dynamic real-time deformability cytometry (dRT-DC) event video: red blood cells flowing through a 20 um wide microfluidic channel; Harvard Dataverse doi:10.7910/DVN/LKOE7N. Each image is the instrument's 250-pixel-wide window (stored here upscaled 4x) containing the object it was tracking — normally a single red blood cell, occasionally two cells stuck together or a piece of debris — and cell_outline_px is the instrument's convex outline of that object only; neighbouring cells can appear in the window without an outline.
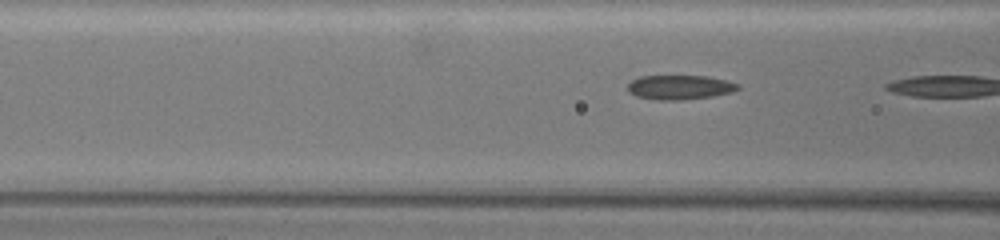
{"species": "common noctule bat (a hibernating species)", "species_latin": "Nyctalus noctula", "temperature_condition": "warm", "stored_images_in_passage": 30, "camera_frame_rate_fps": 3000, "um_per_image_px": 0.085, "animal": {"sex": "female", "body_mass_g": 19.5, "forearm_length_mm": 54.1}, "frame": {"image": 1, "passage_image": 29, "time_ms": 9.333, "image_size_px": [1000, 240], "cell_outline_px": [[740, 88], [732, 92], [712, 96], [680, 100], [656, 100], [636, 96], [628, 92], [628, 84], [632, 80], [640, 76], [708, 76], [740, 84]], "centroid_in_image_um": [57.77, 7.42], "position_along_channel_um": 108.8, "area_um2": 15.66}}